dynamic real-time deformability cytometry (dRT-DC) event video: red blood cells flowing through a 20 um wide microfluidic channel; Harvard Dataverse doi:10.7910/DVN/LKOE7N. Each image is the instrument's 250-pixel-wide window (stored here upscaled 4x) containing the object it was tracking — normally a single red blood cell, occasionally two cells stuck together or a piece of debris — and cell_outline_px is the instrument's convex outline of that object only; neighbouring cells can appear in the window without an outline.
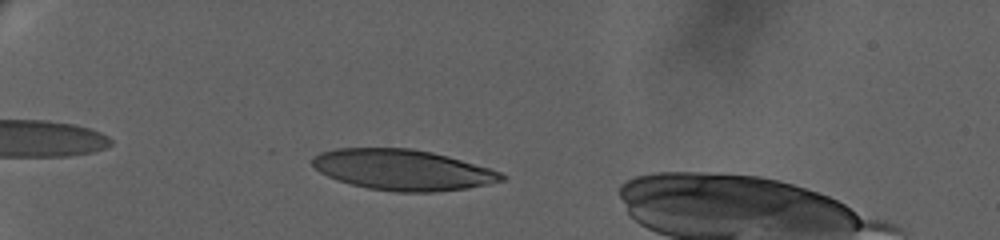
{"species": "human", "species_latin": "Homo sapiens", "temperature_condition": "warm", "stored_images_in_passage": 47, "camera_frame_rate_fps": 3000, "um_per_image_px": 0.085, "donor": {"sex": "female"}, "frame": {"image": 1, "passage_image": 16, "time_ms": 2.667, "image_size_px": [1000, 240], "cell_outline_px": [[508, 176], [504, 180], [488, 184], [468, 188], [432, 192], [396, 192], [368, 188], [336, 180], [320, 172], [312, 164], [312, 156], [320, 152], [336, 148], [412, 148], [432, 152], [448, 156], [488, 168], [500, 172]], "centroid_in_image_um": [34.21, 14.43], "position_along_channel_um": 50.8, "area_um2": 44.85}}
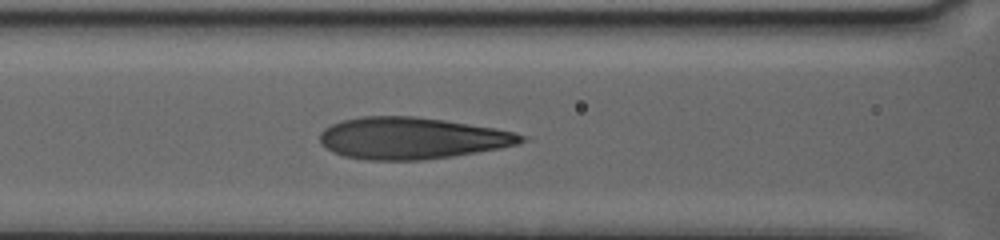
{"frame": {"image": 2, "passage_image": 40, "time_ms": 6.667, "image_size_px": [1000, 240], "cell_outline_px": [[524, 140], [516, 144], [500, 148], [452, 156], [420, 160], [368, 160], [344, 156], [328, 148], [320, 140], [320, 132], [324, 128], [332, 124], [344, 120], [360, 116], [416, 116], [444, 120], [496, 128], [512, 132], [524, 136]], "centroid_in_image_um": [34.98, 11.74], "position_along_channel_um": 131.6, "area_um2": 48.44}}
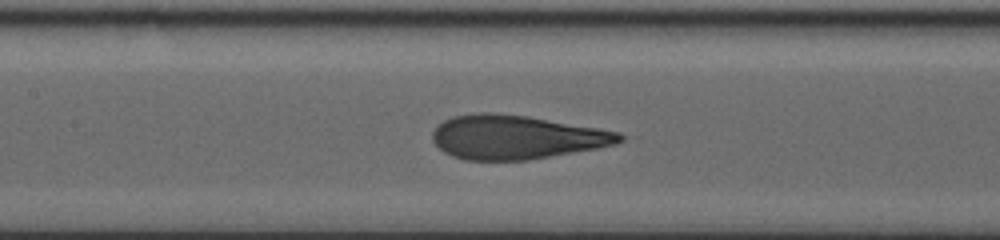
{"frame": {"image": 3, "passage_image": 46, "time_ms": 7.667, "image_size_px": [1000, 240], "cell_outline_px": [[628, 136], [624, 140], [616, 144], [596, 148], [528, 160], [464, 160], [452, 156], [444, 152], [432, 140], [432, 132], [444, 120], [452, 116], [476, 112], [496, 112], [528, 116], [620, 132]], "centroid_in_image_um": [43.87, 11.65], "position_along_channel_um": 163.5, "area_um2": 47.97}}